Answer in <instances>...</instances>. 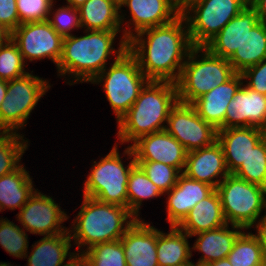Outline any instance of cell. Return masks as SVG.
Masks as SVG:
<instances>
[{
    "instance_id": "cell-1",
    "label": "cell",
    "mask_w": 266,
    "mask_h": 266,
    "mask_svg": "<svg viewBox=\"0 0 266 266\" xmlns=\"http://www.w3.org/2000/svg\"><path fill=\"white\" fill-rule=\"evenodd\" d=\"M184 22L186 25L187 21L181 14L171 23L145 29L136 35L124 29L122 38L127 41V50L149 80L174 83L178 80L185 63L183 58L193 48ZM144 35L147 40L143 39Z\"/></svg>"
},
{
    "instance_id": "cell-2",
    "label": "cell",
    "mask_w": 266,
    "mask_h": 266,
    "mask_svg": "<svg viewBox=\"0 0 266 266\" xmlns=\"http://www.w3.org/2000/svg\"><path fill=\"white\" fill-rule=\"evenodd\" d=\"M178 102L176 84L149 80L130 109L118 120V139L135 142L140 137L165 130L171 109Z\"/></svg>"
},
{
    "instance_id": "cell-3",
    "label": "cell",
    "mask_w": 266,
    "mask_h": 266,
    "mask_svg": "<svg viewBox=\"0 0 266 266\" xmlns=\"http://www.w3.org/2000/svg\"><path fill=\"white\" fill-rule=\"evenodd\" d=\"M85 36L72 34L63 39L62 56L57 64L60 75L72 74L75 82H91L106 68V60L110 54L122 55L127 50V41L123 38L120 47L114 51L112 45L120 31L90 30Z\"/></svg>"
},
{
    "instance_id": "cell-4",
    "label": "cell",
    "mask_w": 266,
    "mask_h": 266,
    "mask_svg": "<svg viewBox=\"0 0 266 266\" xmlns=\"http://www.w3.org/2000/svg\"><path fill=\"white\" fill-rule=\"evenodd\" d=\"M83 199L81 209L76 220L74 219V233L70 234V238L76 240L78 247L88 245L89 249L98 243L119 240L137 220L125 207L103 203L86 196ZM129 218L131 220L128 221Z\"/></svg>"
},
{
    "instance_id": "cell-5",
    "label": "cell",
    "mask_w": 266,
    "mask_h": 266,
    "mask_svg": "<svg viewBox=\"0 0 266 266\" xmlns=\"http://www.w3.org/2000/svg\"><path fill=\"white\" fill-rule=\"evenodd\" d=\"M200 51L203 56L197 60ZM187 57L175 82L179 102L191 104L236 74L228 59L211 54L205 47H193Z\"/></svg>"
},
{
    "instance_id": "cell-6",
    "label": "cell",
    "mask_w": 266,
    "mask_h": 266,
    "mask_svg": "<svg viewBox=\"0 0 266 266\" xmlns=\"http://www.w3.org/2000/svg\"><path fill=\"white\" fill-rule=\"evenodd\" d=\"M248 4L249 0H182L192 46L204 47Z\"/></svg>"
},
{
    "instance_id": "cell-7",
    "label": "cell",
    "mask_w": 266,
    "mask_h": 266,
    "mask_svg": "<svg viewBox=\"0 0 266 266\" xmlns=\"http://www.w3.org/2000/svg\"><path fill=\"white\" fill-rule=\"evenodd\" d=\"M124 153L133 157L127 168L121 162L117 145L98 163L94 161L91 173L84 184L83 196L127 208V183L136 162L130 146Z\"/></svg>"
},
{
    "instance_id": "cell-8",
    "label": "cell",
    "mask_w": 266,
    "mask_h": 266,
    "mask_svg": "<svg viewBox=\"0 0 266 266\" xmlns=\"http://www.w3.org/2000/svg\"><path fill=\"white\" fill-rule=\"evenodd\" d=\"M108 70L106 72L105 68L91 82L97 84L105 79L103 86L106 97L118 121L134 104L149 79L128 50L122 55H117Z\"/></svg>"
},
{
    "instance_id": "cell-9",
    "label": "cell",
    "mask_w": 266,
    "mask_h": 266,
    "mask_svg": "<svg viewBox=\"0 0 266 266\" xmlns=\"http://www.w3.org/2000/svg\"><path fill=\"white\" fill-rule=\"evenodd\" d=\"M220 197L224 217L231 225L249 229L266 209V188L228 174L215 189Z\"/></svg>"
},
{
    "instance_id": "cell-10",
    "label": "cell",
    "mask_w": 266,
    "mask_h": 266,
    "mask_svg": "<svg viewBox=\"0 0 266 266\" xmlns=\"http://www.w3.org/2000/svg\"><path fill=\"white\" fill-rule=\"evenodd\" d=\"M48 88L50 85L46 80L29 72L8 81L7 93L0 106V131L17 132V129L25 126L30 113Z\"/></svg>"
},
{
    "instance_id": "cell-11",
    "label": "cell",
    "mask_w": 266,
    "mask_h": 266,
    "mask_svg": "<svg viewBox=\"0 0 266 266\" xmlns=\"http://www.w3.org/2000/svg\"><path fill=\"white\" fill-rule=\"evenodd\" d=\"M165 130L176 138L187 152L212 145L217 130L204 121L191 104L177 102L171 109Z\"/></svg>"
},
{
    "instance_id": "cell-12",
    "label": "cell",
    "mask_w": 266,
    "mask_h": 266,
    "mask_svg": "<svg viewBox=\"0 0 266 266\" xmlns=\"http://www.w3.org/2000/svg\"><path fill=\"white\" fill-rule=\"evenodd\" d=\"M11 39L17 44L25 59H51L57 66L62 56L63 37L48 21L20 24L13 32Z\"/></svg>"
},
{
    "instance_id": "cell-13",
    "label": "cell",
    "mask_w": 266,
    "mask_h": 266,
    "mask_svg": "<svg viewBox=\"0 0 266 266\" xmlns=\"http://www.w3.org/2000/svg\"><path fill=\"white\" fill-rule=\"evenodd\" d=\"M59 207L50 196L43 195L36 189L20 209L17 218L23 228L32 234L54 236L66 233L69 230L62 228L60 224L68 217Z\"/></svg>"
},
{
    "instance_id": "cell-14",
    "label": "cell",
    "mask_w": 266,
    "mask_h": 266,
    "mask_svg": "<svg viewBox=\"0 0 266 266\" xmlns=\"http://www.w3.org/2000/svg\"><path fill=\"white\" fill-rule=\"evenodd\" d=\"M135 161L162 162L177 168H185L187 151L184 146L166 130L140 137L130 146Z\"/></svg>"
},
{
    "instance_id": "cell-15",
    "label": "cell",
    "mask_w": 266,
    "mask_h": 266,
    "mask_svg": "<svg viewBox=\"0 0 266 266\" xmlns=\"http://www.w3.org/2000/svg\"><path fill=\"white\" fill-rule=\"evenodd\" d=\"M231 127H257L266 131V95L241 86L225 113L224 128Z\"/></svg>"
},
{
    "instance_id": "cell-16",
    "label": "cell",
    "mask_w": 266,
    "mask_h": 266,
    "mask_svg": "<svg viewBox=\"0 0 266 266\" xmlns=\"http://www.w3.org/2000/svg\"><path fill=\"white\" fill-rule=\"evenodd\" d=\"M183 174L216 189L229 174L223 149L217 140L208 147L187 152ZM219 175L222 179L214 180Z\"/></svg>"
},
{
    "instance_id": "cell-17",
    "label": "cell",
    "mask_w": 266,
    "mask_h": 266,
    "mask_svg": "<svg viewBox=\"0 0 266 266\" xmlns=\"http://www.w3.org/2000/svg\"><path fill=\"white\" fill-rule=\"evenodd\" d=\"M127 266H158L157 229L137 219L120 239Z\"/></svg>"
},
{
    "instance_id": "cell-18",
    "label": "cell",
    "mask_w": 266,
    "mask_h": 266,
    "mask_svg": "<svg viewBox=\"0 0 266 266\" xmlns=\"http://www.w3.org/2000/svg\"><path fill=\"white\" fill-rule=\"evenodd\" d=\"M131 13L134 31L162 26L174 21L182 12V0H124Z\"/></svg>"
},
{
    "instance_id": "cell-19",
    "label": "cell",
    "mask_w": 266,
    "mask_h": 266,
    "mask_svg": "<svg viewBox=\"0 0 266 266\" xmlns=\"http://www.w3.org/2000/svg\"><path fill=\"white\" fill-rule=\"evenodd\" d=\"M259 22L256 9L249 3L232 18L204 47L213 55L229 59L240 48L245 35Z\"/></svg>"
},
{
    "instance_id": "cell-20",
    "label": "cell",
    "mask_w": 266,
    "mask_h": 266,
    "mask_svg": "<svg viewBox=\"0 0 266 266\" xmlns=\"http://www.w3.org/2000/svg\"><path fill=\"white\" fill-rule=\"evenodd\" d=\"M266 136L257 127H231L217 130L229 174H234L246 160L251 149Z\"/></svg>"
},
{
    "instance_id": "cell-21",
    "label": "cell",
    "mask_w": 266,
    "mask_h": 266,
    "mask_svg": "<svg viewBox=\"0 0 266 266\" xmlns=\"http://www.w3.org/2000/svg\"><path fill=\"white\" fill-rule=\"evenodd\" d=\"M215 189L203 182L196 181L181 173L177 183L168 194L167 211L171 226H178L189 211L201 200L209 196Z\"/></svg>"
},
{
    "instance_id": "cell-22",
    "label": "cell",
    "mask_w": 266,
    "mask_h": 266,
    "mask_svg": "<svg viewBox=\"0 0 266 266\" xmlns=\"http://www.w3.org/2000/svg\"><path fill=\"white\" fill-rule=\"evenodd\" d=\"M241 81H243L242 75L236 73L225 83L194 100L191 105L197 114L216 130L224 129L226 109L238 89L243 86Z\"/></svg>"
},
{
    "instance_id": "cell-23",
    "label": "cell",
    "mask_w": 266,
    "mask_h": 266,
    "mask_svg": "<svg viewBox=\"0 0 266 266\" xmlns=\"http://www.w3.org/2000/svg\"><path fill=\"white\" fill-rule=\"evenodd\" d=\"M226 224L220 197L214 190L198 202L177 227L192 237L199 232L214 230Z\"/></svg>"
},
{
    "instance_id": "cell-24",
    "label": "cell",
    "mask_w": 266,
    "mask_h": 266,
    "mask_svg": "<svg viewBox=\"0 0 266 266\" xmlns=\"http://www.w3.org/2000/svg\"><path fill=\"white\" fill-rule=\"evenodd\" d=\"M233 230L228 229V223L220 228L214 230H208L199 232L193 249L203 252V256L197 263L209 264L214 261L227 258L228 254L232 250L235 241L244 229L240 226L231 225ZM236 229V230H235Z\"/></svg>"
},
{
    "instance_id": "cell-25",
    "label": "cell",
    "mask_w": 266,
    "mask_h": 266,
    "mask_svg": "<svg viewBox=\"0 0 266 266\" xmlns=\"http://www.w3.org/2000/svg\"><path fill=\"white\" fill-rule=\"evenodd\" d=\"M120 6L113 0H87L80 8L81 27L86 31H120L123 16L119 15Z\"/></svg>"
},
{
    "instance_id": "cell-26",
    "label": "cell",
    "mask_w": 266,
    "mask_h": 266,
    "mask_svg": "<svg viewBox=\"0 0 266 266\" xmlns=\"http://www.w3.org/2000/svg\"><path fill=\"white\" fill-rule=\"evenodd\" d=\"M266 59V25L258 22L243 39L240 48L228 59L236 73H242Z\"/></svg>"
},
{
    "instance_id": "cell-27",
    "label": "cell",
    "mask_w": 266,
    "mask_h": 266,
    "mask_svg": "<svg viewBox=\"0 0 266 266\" xmlns=\"http://www.w3.org/2000/svg\"><path fill=\"white\" fill-rule=\"evenodd\" d=\"M22 164L13 172L0 177V204L4 209L22 208L33 195L34 187Z\"/></svg>"
},
{
    "instance_id": "cell-28",
    "label": "cell",
    "mask_w": 266,
    "mask_h": 266,
    "mask_svg": "<svg viewBox=\"0 0 266 266\" xmlns=\"http://www.w3.org/2000/svg\"><path fill=\"white\" fill-rule=\"evenodd\" d=\"M166 234L157 230L158 266H176L189 262L192 256L187 237L190 236L177 226H171Z\"/></svg>"
},
{
    "instance_id": "cell-29",
    "label": "cell",
    "mask_w": 266,
    "mask_h": 266,
    "mask_svg": "<svg viewBox=\"0 0 266 266\" xmlns=\"http://www.w3.org/2000/svg\"><path fill=\"white\" fill-rule=\"evenodd\" d=\"M71 230L54 236H45L35 243L28 257V266H63L71 248Z\"/></svg>"
},
{
    "instance_id": "cell-30",
    "label": "cell",
    "mask_w": 266,
    "mask_h": 266,
    "mask_svg": "<svg viewBox=\"0 0 266 266\" xmlns=\"http://www.w3.org/2000/svg\"><path fill=\"white\" fill-rule=\"evenodd\" d=\"M162 194L160 188L147 177L138 164H135L130 171L127 183V209L136 219H138L143 199L158 197Z\"/></svg>"
},
{
    "instance_id": "cell-31",
    "label": "cell",
    "mask_w": 266,
    "mask_h": 266,
    "mask_svg": "<svg viewBox=\"0 0 266 266\" xmlns=\"http://www.w3.org/2000/svg\"><path fill=\"white\" fill-rule=\"evenodd\" d=\"M227 258L232 266H266L258 234L242 232Z\"/></svg>"
},
{
    "instance_id": "cell-32",
    "label": "cell",
    "mask_w": 266,
    "mask_h": 266,
    "mask_svg": "<svg viewBox=\"0 0 266 266\" xmlns=\"http://www.w3.org/2000/svg\"><path fill=\"white\" fill-rule=\"evenodd\" d=\"M234 175L266 188V136L251 149Z\"/></svg>"
},
{
    "instance_id": "cell-33",
    "label": "cell",
    "mask_w": 266,
    "mask_h": 266,
    "mask_svg": "<svg viewBox=\"0 0 266 266\" xmlns=\"http://www.w3.org/2000/svg\"><path fill=\"white\" fill-rule=\"evenodd\" d=\"M23 137L16 132H0V177L20 166L21 156L28 147Z\"/></svg>"
},
{
    "instance_id": "cell-34",
    "label": "cell",
    "mask_w": 266,
    "mask_h": 266,
    "mask_svg": "<svg viewBox=\"0 0 266 266\" xmlns=\"http://www.w3.org/2000/svg\"><path fill=\"white\" fill-rule=\"evenodd\" d=\"M82 253L86 257L89 266H127L123 244L120 239L95 244Z\"/></svg>"
},
{
    "instance_id": "cell-35",
    "label": "cell",
    "mask_w": 266,
    "mask_h": 266,
    "mask_svg": "<svg viewBox=\"0 0 266 266\" xmlns=\"http://www.w3.org/2000/svg\"><path fill=\"white\" fill-rule=\"evenodd\" d=\"M24 59L17 44L10 39L0 46V79L11 81L26 75Z\"/></svg>"
},
{
    "instance_id": "cell-36",
    "label": "cell",
    "mask_w": 266,
    "mask_h": 266,
    "mask_svg": "<svg viewBox=\"0 0 266 266\" xmlns=\"http://www.w3.org/2000/svg\"><path fill=\"white\" fill-rule=\"evenodd\" d=\"M25 232L8 219H1L0 245L10 255L17 258H25L28 249V238Z\"/></svg>"
},
{
    "instance_id": "cell-37",
    "label": "cell",
    "mask_w": 266,
    "mask_h": 266,
    "mask_svg": "<svg viewBox=\"0 0 266 266\" xmlns=\"http://www.w3.org/2000/svg\"><path fill=\"white\" fill-rule=\"evenodd\" d=\"M147 177L157 186L163 193L169 192L176 185L180 172L173 166L166 165L162 162L152 161H135Z\"/></svg>"
},
{
    "instance_id": "cell-38",
    "label": "cell",
    "mask_w": 266,
    "mask_h": 266,
    "mask_svg": "<svg viewBox=\"0 0 266 266\" xmlns=\"http://www.w3.org/2000/svg\"><path fill=\"white\" fill-rule=\"evenodd\" d=\"M53 5V0H16L19 25L47 21Z\"/></svg>"
},
{
    "instance_id": "cell-39",
    "label": "cell",
    "mask_w": 266,
    "mask_h": 266,
    "mask_svg": "<svg viewBox=\"0 0 266 266\" xmlns=\"http://www.w3.org/2000/svg\"><path fill=\"white\" fill-rule=\"evenodd\" d=\"M52 19L48 18L50 25L61 35L63 38L70 36L71 31L75 27L81 28L80 17L78 9L72 6L59 8Z\"/></svg>"
},
{
    "instance_id": "cell-40",
    "label": "cell",
    "mask_w": 266,
    "mask_h": 266,
    "mask_svg": "<svg viewBox=\"0 0 266 266\" xmlns=\"http://www.w3.org/2000/svg\"><path fill=\"white\" fill-rule=\"evenodd\" d=\"M242 78L250 80L246 84L248 88L266 95V59L255 66L249 67L242 73Z\"/></svg>"
},
{
    "instance_id": "cell-41",
    "label": "cell",
    "mask_w": 266,
    "mask_h": 266,
    "mask_svg": "<svg viewBox=\"0 0 266 266\" xmlns=\"http://www.w3.org/2000/svg\"><path fill=\"white\" fill-rule=\"evenodd\" d=\"M0 24L11 32L19 26L16 0H0Z\"/></svg>"
},
{
    "instance_id": "cell-42",
    "label": "cell",
    "mask_w": 266,
    "mask_h": 266,
    "mask_svg": "<svg viewBox=\"0 0 266 266\" xmlns=\"http://www.w3.org/2000/svg\"><path fill=\"white\" fill-rule=\"evenodd\" d=\"M256 229L262 242L263 257L266 264V215L259 220L258 224L256 223Z\"/></svg>"
},
{
    "instance_id": "cell-43",
    "label": "cell",
    "mask_w": 266,
    "mask_h": 266,
    "mask_svg": "<svg viewBox=\"0 0 266 266\" xmlns=\"http://www.w3.org/2000/svg\"><path fill=\"white\" fill-rule=\"evenodd\" d=\"M249 3L256 9L259 21L266 25V0H249Z\"/></svg>"
},
{
    "instance_id": "cell-44",
    "label": "cell",
    "mask_w": 266,
    "mask_h": 266,
    "mask_svg": "<svg viewBox=\"0 0 266 266\" xmlns=\"http://www.w3.org/2000/svg\"><path fill=\"white\" fill-rule=\"evenodd\" d=\"M76 254V255H75ZM70 253L69 261L63 266H89L88 261L83 253Z\"/></svg>"
},
{
    "instance_id": "cell-45",
    "label": "cell",
    "mask_w": 266,
    "mask_h": 266,
    "mask_svg": "<svg viewBox=\"0 0 266 266\" xmlns=\"http://www.w3.org/2000/svg\"><path fill=\"white\" fill-rule=\"evenodd\" d=\"M12 37V32L0 24V46L6 44Z\"/></svg>"
},
{
    "instance_id": "cell-46",
    "label": "cell",
    "mask_w": 266,
    "mask_h": 266,
    "mask_svg": "<svg viewBox=\"0 0 266 266\" xmlns=\"http://www.w3.org/2000/svg\"><path fill=\"white\" fill-rule=\"evenodd\" d=\"M7 93V81L0 79V106Z\"/></svg>"
},
{
    "instance_id": "cell-47",
    "label": "cell",
    "mask_w": 266,
    "mask_h": 266,
    "mask_svg": "<svg viewBox=\"0 0 266 266\" xmlns=\"http://www.w3.org/2000/svg\"><path fill=\"white\" fill-rule=\"evenodd\" d=\"M207 265L208 266H232L231 263L229 262L228 258H223L221 260L211 262Z\"/></svg>"
},
{
    "instance_id": "cell-48",
    "label": "cell",
    "mask_w": 266,
    "mask_h": 266,
    "mask_svg": "<svg viewBox=\"0 0 266 266\" xmlns=\"http://www.w3.org/2000/svg\"><path fill=\"white\" fill-rule=\"evenodd\" d=\"M68 2V6H72L75 9L80 8L87 0H66Z\"/></svg>"
},
{
    "instance_id": "cell-49",
    "label": "cell",
    "mask_w": 266,
    "mask_h": 266,
    "mask_svg": "<svg viewBox=\"0 0 266 266\" xmlns=\"http://www.w3.org/2000/svg\"><path fill=\"white\" fill-rule=\"evenodd\" d=\"M194 263H192V261L190 262H186V263H182V264H179V265H176V266H193Z\"/></svg>"
},
{
    "instance_id": "cell-50",
    "label": "cell",
    "mask_w": 266,
    "mask_h": 266,
    "mask_svg": "<svg viewBox=\"0 0 266 266\" xmlns=\"http://www.w3.org/2000/svg\"><path fill=\"white\" fill-rule=\"evenodd\" d=\"M9 264H10V263L7 264L6 262H4V263H3V262H0V266H11V265H9ZM12 266H13V265H12Z\"/></svg>"
},
{
    "instance_id": "cell-51",
    "label": "cell",
    "mask_w": 266,
    "mask_h": 266,
    "mask_svg": "<svg viewBox=\"0 0 266 266\" xmlns=\"http://www.w3.org/2000/svg\"><path fill=\"white\" fill-rule=\"evenodd\" d=\"M114 2H116L119 6L120 4L124 1V0H113Z\"/></svg>"
},
{
    "instance_id": "cell-52",
    "label": "cell",
    "mask_w": 266,
    "mask_h": 266,
    "mask_svg": "<svg viewBox=\"0 0 266 266\" xmlns=\"http://www.w3.org/2000/svg\"><path fill=\"white\" fill-rule=\"evenodd\" d=\"M193 266H208V265L207 264H199V263H196Z\"/></svg>"
}]
</instances>
